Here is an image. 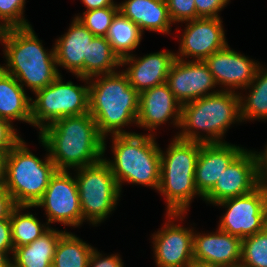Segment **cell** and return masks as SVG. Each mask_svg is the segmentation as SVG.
<instances>
[{"mask_svg": "<svg viewBox=\"0 0 267 267\" xmlns=\"http://www.w3.org/2000/svg\"><path fill=\"white\" fill-rule=\"evenodd\" d=\"M39 140L56 170H75L104 158V137L90 113L56 120L39 132Z\"/></svg>", "mask_w": 267, "mask_h": 267, "instance_id": "cell-1", "label": "cell"}, {"mask_svg": "<svg viewBox=\"0 0 267 267\" xmlns=\"http://www.w3.org/2000/svg\"><path fill=\"white\" fill-rule=\"evenodd\" d=\"M6 64L0 67L33 93L50 85L61 73L55 48L48 51L31 26L9 28L0 36ZM48 51V52H47Z\"/></svg>", "mask_w": 267, "mask_h": 267, "instance_id": "cell-2", "label": "cell"}, {"mask_svg": "<svg viewBox=\"0 0 267 267\" xmlns=\"http://www.w3.org/2000/svg\"><path fill=\"white\" fill-rule=\"evenodd\" d=\"M89 113L104 137V153L108 135L132 134L123 128L137 124L139 93L122 70L89 78Z\"/></svg>", "mask_w": 267, "mask_h": 267, "instance_id": "cell-3", "label": "cell"}, {"mask_svg": "<svg viewBox=\"0 0 267 267\" xmlns=\"http://www.w3.org/2000/svg\"><path fill=\"white\" fill-rule=\"evenodd\" d=\"M236 122H242L240 93L220 90L182 105L181 131L175 136L187 141L224 143V134Z\"/></svg>", "mask_w": 267, "mask_h": 267, "instance_id": "cell-4", "label": "cell"}, {"mask_svg": "<svg viewBox=\"0 0 267 267\" xmlns=\"http://www.w3.org/2000/svg\"><path fill=\"white\" fill-rule=\"evenodd\" d=\"M113 160L104 158L111 168L120 191L122 183L139 184L158 191L161 155L153 134L111 135Z\"/></svg>", "mask_w": 267, "mask_h": 267, "instance_id": "cell-5", "label": "cell"}, {"mask_svg": "<svg viewBox=\"0 0 267 267\" xmlns=\"http://www.w3.org/2000/svg\"><path fill=\"white\" fill-rule=\"evenodd\" d=\"M201 142L172 139L166 151L160 150L159 194L165 196L167 213H187L198 193L194 173Z\"/></svg>", "mask_w": 267, "mask_h": 267, "instance_id": "cell-6", "label": "cell"}, {"mask_svg": "<svg viewBox=\"0 0 267 267\" xmlns=\"http://www.w3.org/2000/svg\"><path fill=\"white\" fill-rule=\"evenodd\" d=\"M27 147L22 138L6 154L4 186L15 205L35 206L43 197L56 168L49 152L42 160Z\"/></svg>", "mask_w": 267, "mask_h": 267, "instance_id": "cell-7", "label": "cell"}, {"mask_svg": "<svg viewBox=\"0 0 267 267\" xmlns=\"http://www.w3.org/2000/svg\"><path fill=\"white\" fill-rule=\"evenodd\" d=\"M84 84L63 82L60 74L50 85L37 90L31 99L32 126L42 131L58 119L89 113V79L76 75Z\"/></svg>", "mask_w": 267, "mask_h": 267, "instance_id": "cell-8", "label": "cell"}, {"mask_svg": "<svg viewBox=\"0 0 267 267\" xmlns=\"http://www.w3.org/2000/svg\"><path fill=\"white\" fill-rule=\"evenodd\" d=\"M74 171L83 222L97 227L116 208L121 195L118 183L104 158Z\"/></svg>", "mask_w": 267, "mask_h": 267, "instance_id": "cell-9", "label": "cell"}, {"mask_svg": "<svg viewBox=\"0 0 267 267\" xmlns=\"http://www.w3.org/2000/svg\"><path fill=\"white\" fill-rule=\"evenodd\" d=\"M227 208L218 229L241 239L262 231L267 226V187L260 185L251 193L225 199L215 204Z\"/></svg>", "mask_w": 267, "mask_h": 267, "instance_id": "cell-10", "label": "cell"}, {"mask_svg": "<svg viewBox=\"0 0 267 267\" xmlns=\"http://www.w3.org/2000/svg\"><path fill=\"white\" fill-rule=\"evenodd\" d=\"M69 172L56 170L43 197L33 206L44 208L48 226L50 223H61L75 228L83 224L77 182Z\"/></svg>", "mask_w": 267, "mask_h": 267, "instance_id": "cell-11", "label": "cell"}, {"mask_svg": "<svg viewBox=\"0 0 267 267\" xmlns=\"http://www.w3.org/2000/svg\"><path fill=\"white\" fill-rule=\"evenodd\" d=\"M166 216L168 223L166 222L161 230L152 235L156 265L157 267H191L194 263V229L184 228L175 223L177 219L183 221L186 213H166Z\"/></svg>", "mask_w": 267, "mask_h": 267, "instance_id": "cell-12", "label": "cell"}, {"mask_svg": "<svg viewBox=\"0 0 267 267\" xmlns=\"http://www.w3.org/2000/svg\"><path fill=\"white\" fill-rule=\"evenodd\" d=\"M260 185L255 150L244 149L223 171L203 201L215 205L251 193Z\"/></svg>", "mask_w": 267, "mask_h": 267, "instance_id": "cell-13", "label": "cell"}, {"mask_svg": "<svg viewBox=\"0 0 267 267\" xmlns=\"http://www.w3.org/2000/svg\"><path fill=\"white\" fill-rule=\"evenodd\" d=\"M221 18H197L186 21L176 58L205 61L214 52L228 45Z\"/></svg>", "mask_w": 267, "mask_h": 267, "instance_id": "cell-14", "label": "cell"}, {"mask_svg": "<svg viewBox=\"0 0 267 267\" xmlns=\"http://www.w3.org/2000/svg\"><path fill=\"white\" fill-rule=\"evenodd\" d=\"M166 84L181 105L220 91H212L217 84L208 65L204 61L189 59H175L167 75Z\"/></svg>", "mask_w": 267, "mask_h": 267, "instance_id": "cell-15", "label": "cell"}, {"mask_svg": "<svg viewBox=\"0 0 267 267\" xmlns=\"http://www.w3.org/2000/svg\"><path fill=\"white\" fill-rule=\"evenodd\" d=\"M221 90L245 89L253 81L261 64L227 45L204 61ZM224 87V88H223Z\"/></svg>", "mask_w": 267, "mask_h": 267, "instance_id": "cell-16", "label": "cell"}, {"mask_svg": "<svg viewBox=\"0 0 267 267\" xmlns=\"http://www.w3.org/2000/svg\"><path fill=\"white\" fill-rule=\"evenodd\" d=\"M182 105L176 100L166 83L147 89L139 94V114L137 126L149 130L150 134L158 126L171 124L180 125Z\"/></svg>", "mask_w": 267, "mask_h": 267, "instance_id": "cell-17", "label": "cell"}, {"mask_svg": "<svg viewBox=\"0 0 267 267\" xmlns=\"http://www.w3.org/2000/svg\"><path fill=\"white\" fill-rule=\"evenodd\" d=\"M175 54L169 50L146 54L139 58L132 54L121 60V66H129L122 71L128 77L130 85L140 94L166 83L167 75L176 59Z\"/></svg>", "mask_w": 267, "mask_h": 267, "instance_id": "cell-18", "label": "cell"}, {"mask_svg": "<svg viewBox=\"0 0 267 267\" xmlns=\"http://www.w3.org/2000/svg\"><path fill=\"white\" fill-rule=\"evenodd\" d=\"M244 150L228 142L202 143L197 158L194 182L198 193L204 197L215 185L228 165Z\"/></svg>", "mask_w": 267, "mask_h": 267, "instance_id": "cell-19", "label": "cell"}, {"mask_svg": "<svg viewBox=\"0 0 267 267\" xmlns=\"http://www.w3.org/2000/svg\"><path fill=\"white\" fill-rule=\"evenodd\" d=\"M241 242L238 236L217 229L211 233L193 234V261L239 267Z\"/></svg>", "mask_w": 267, "mask_h": 267, "instance_id": "cell-20", "label": "cell"}, {"mask_svg": "<svg viewBox=\"0 0 267 267\" xmlns=\"http://www.w3.org/2000/svg\"><path fill=\"white\" fill-rule=\"evenodd\" d=\"M93 38L94 35L74 17L68 31L54 44L57 69L60 66L75 76L84 77V58Z\"/></svg>", "mask_w": 267, "mask_h": 267, "instance_id": "cell-21", "label": "cell"}, {"mask_svg": "<svg viewBox=\"0 0 267 267\" xmlns=\"http://www.w3.org/2000/svg\"><path fill=\"white\" fill-rule=\"evenodd\" d=\"M118 6L119 12L136 24L143 34L146 30L170 35L173 23L166 0H125Z\"/></svg>", "mask_w": 267, "mask_h": 267, "instance_id": "cell-22", "label": "cell"}, {"mask_svg": "<svg viewBox=\"0 0 267 267\" xmlns=\"http://www.w3.org/2000/svg\"><path fill=\"white\" fill-rule=\"evenodd\" d=\"M31 99L15 77L0 67V118L32 125Z\"/></svg>", "mask_w": 267, "mask_h": 267, "instance_id": "cell-23", "label": "cell"}, {"mask_svg": "<svg viewBox=\"0 0 267 267\" xmlns=\"http://www.w3.org/2000/svg\"><path fill=\"white\" fill-rule=\"evenodd\" d=\"M65 232L52 227L34 242L14 248L12 267H50L60 236Z\"/></svg>", "mask_w": 267, "mask_h": 267, "instance_id": "cell-24", "label": "cell"}, {"mask_svg": "<svg viewBox=\"0 0 267 267\" xmlns=\"http://www.w3.org/2000/svg\"><path fill=\"white\" fill-rule=\"evenodd\" d=\"M247 95L240 92V117L242 122L247 120H267V69L260 66L253 81L248 87Z\"/></svg>", "mask_w": 267, "mask_h": 267, "instance_id": "cell-25", "label": "cell"}, {"mask_svg": "<svg viewBox=\"0 0 267 267\" xmlns=\"http://www.w3.org/2000/svg\"><path fill=\"white\" fill-rule=\"evenodd\" d=\"M121 60L113 52L105 36H94L88 44L87 58H84V77L112 74L120 68Z\"/></svg>", "mask_w": 267, "mask_h": 267, "instance_id": "cell-26", "label": "cell"}, {"mask_svg": "<svg viewBox=\"0 0 267 267\" xmlns=\"http://www.w3.org/2000/svg\"><path fill=\"white\" fill-rule=\"evenodd\" d=\"M142 34L136 24L118 12L112 20L106 38L113 52L122 60L137 49L142 40Z\"/></svg>", "mask_w": 267, "mask_h": 267, "instance_id": "cell-27", "label": "cell"}, {"mask_svg": "<svg viewBox=\"0 0 267 267\" xmlns=\"http://www.w3.org/2000/svg\"><path fill=\"white\" fill-rule=\"evenodd\" d=\"M94 247L75 234L65 231L59 238L53 267H88Z\"/></svg>", "mask_w": 267, "mask_h": 267, "instance_id": "cell-28", "label": "cell"}, {"mask_svg": "<svg viewBox=\"0 0 267 267\" xmlns=\"http://www.w3.org/2000/svg\"><path fill=\"white\" fill-rule=\"evenodd\" d=\"M32 207L16 205L11 211L9 219L14 248L34 242L51 228V226L41 224L32 213L21 212Z\"/></svg>", "mask_w": 267, "mask_h": 267, "instance_id": "cell-29", "label": "cell"}, {"mask_svg": "<svg viewBox=\"0 0 267 267\" xmlns=\"http://www.w3.org/2000/svg\"><path fill=\"white\" fill-rule=\"evenodd\" d=\"M239 267H267V226L242 239Z\"/></svg>", "mask_w": 267, "mask_h": 267, "instance_id": "cell-30", "label": "cell"}, {"mask_svg": "<svg viewBox=\"0 0 267 267\" xmlns=\"http://www.w3.org/2000/svg\"><path fill=\"white\" fill-rule=\"evenodd\" d=\"M119 12V7H105L85 11L75 17L94 35L105 36L108 33L113 18Z\"/></svg>", "mask_w": 267, "mask_h": 267, "instance_id": "cell-31", "label": "cell"}, {"mask_svg": "<svg viewBox=\"0 0 267 267\" xmlns=\"http://www.w3.org/2000/svg\"><path fill=\"white\" fill-rule=\"evenodd\" d=\"M26 0H0V23L6 28L31 26L25 19L24 8Z\"/></svg>", "mask_w": 267, "mask_h": 267, "instance_id": "cell-32", "label": "cell"}, {"mask_svg": "<svg viewBox=\"0 0 267 267\" xmlns=\"http://www.w3.org/2000/svg\"><path fill=\"white\" fill-rule=\"evenodd\" d=\"M172 23H185L196 19L195 0H166Z\"/></svg>", "mask_w": 267, "mask_h": 267, "instance_id": "cell-33", "label": "cell"}, {"mask_svg": "<svg viewBox=\"0 0 267 267\" xmlns=\"http://www.w3.org/2000/svg\"><path fill=\"white\" fill-rule=\"evenodd\" d=\"M13 123L0 118V153L7 154L22 138Z\"/></svg>", "mask_w": 267, "mask_h": 267, "instance_id": "cell-34", "label": "cell"}, {"mask_svg": "<svg viewBox=\"0 0 267 267\" xmlns=\"http://www.w3.org/2000/svg\"><path fill=\"white\" fill-rule=\"evenodd\" d=\"M224 0H195L197 18H221L219 12L226 7Z\"/></svg>", "mask_w": 267, "mask_h": 267, "instance_id": "cell-35", "label": "cell"}, {"mask_svg": "<svg viewBox=\"0 0 267 267\" xmlns=\"http://www.w3.org/2000/svg\"><path fill=\"white\" fill-rule=\"evenodd\" d=\"M88 267H124V262L120 255L111 254L104 257L97 249L94 248L88 263Z\"/></svg>", "mask_w": 267, "mask_h": 267, "instance_id": "cell-36", "label": "cell"}, {"mask_svg": "<svg viewBox=\"0 0 267 267\" xmlns=\"http://www.w3.org/2000/svg\"><path fill=\"white\" fill-rule=\"evenodd\" d=\"M0 251L13 255L14 246L9 218L0 219Z\"/></svg>", "mask_w": 267, "mask_h": 267, "instance_id": "cell-37", "label": "cell"}, {"mask_svg": "<svg viewBox=\"0 0 267 267\" xmlns=\"http://www.w3.org/2000/svg\"><path fill=\"white\" fill-rule=\"evenodd\" d=\"M15 206L5 186H0V219L10 218L11 211Z\"/></svg>", "mask_w": 267, "mask_h": 267, "instance_id": "cell-38", "label": "cell"}, {"mask_svg": "<svg viewBox=\"0 0 267 267\" xmlns=\"http://www.w3.org/2000/svg\"><path fill=\"white\" fill-rule=\"evenodd\" d=\"M255 153L258 162V173H259L260 184L265 185L267 187V144L263 152L255 151Z\"/></svg>", "mask_w": 267, "mask_h": 267, "instance_id": "cell-39", "label": "cell"}, {"mask_svg": "<svg viewBox=\"0 0 267 267\" xmlns=\"http://www.w3.org/2000/svg\"><path fill=\"white\" fill-rule=\"evenodd\" d=\"M87 8L86 11L100 9L105 7H119L114 0H81Z\"/></svg>", "mask_w": 267, "mask_h": 267, "instance_id": "cell-40", "label": "cell"}, {"mask_svg": "<svg viewBox=\"0 0 267 267\" xmlns=\"http://www.w3.org/2000/svg\"><path fill=\"white\" fill-rule=\"evenodd\" d=\"M5 162L6 154L0 153V186H4L5 184Z\"/></svg>", "mask_w": 267, "mask_h": 267, "instance_id": "cell-41", "label": "cell"}, {"mask_svg": "<svg viewBox=\"0 0 267 267\" xmlns=\"http://www.w3.org/2000/svg\"><path fill=\"white\" fill-rule=\"evenodd\" d=\"M3 251H0V267H12V258Z\"/></svg>", "mask_w": 267, "mask_h": 267, "instance_id": "cell-42", "label": "cell"}, {"mask_svg": "<svg viewBox=\"0 0 267 267\" xmlns=\"http://www.w3.org/2000/svg\"><path fill=\"white\" fill-rule=\"evenodd\" d=\"M191 267H228V266L220 265V264H209V263H204V262H195L192 264Z\"/></svg>", "mask_w": 267, "mask_h": 267, "instance_id": "cell-43", "label": "cell"}, {"mask_svg": "<svg viewBox=\"0 0 267 267\" xmlns=\"http://www.w3.org/2000/svg\"><path fill=\"white\" fill-rule=\"evenodd\" d=\"M7 29L0 23V36L6 31Z\"/></svg>", "mask_w": 267, "mask_h": 267, "instance_id": "cell-44", "label": "cell"}]
</instances>
